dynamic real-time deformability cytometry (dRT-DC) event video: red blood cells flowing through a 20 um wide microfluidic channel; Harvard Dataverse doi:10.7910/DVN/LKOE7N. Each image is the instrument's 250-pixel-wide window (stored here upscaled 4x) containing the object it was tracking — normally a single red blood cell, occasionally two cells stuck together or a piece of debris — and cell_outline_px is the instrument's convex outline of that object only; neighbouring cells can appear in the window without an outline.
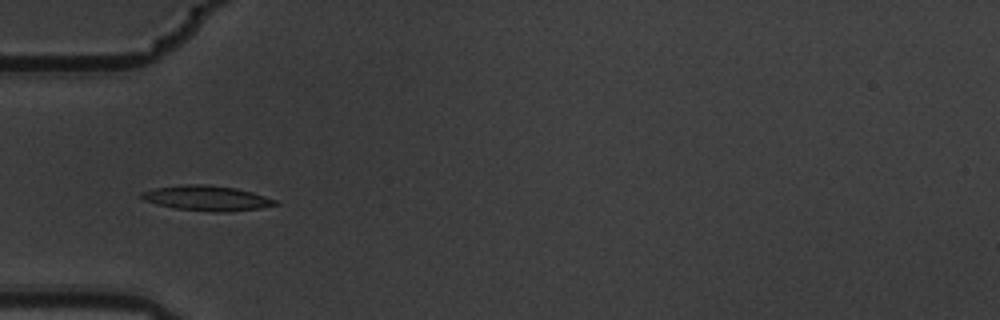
{"species": "common noctule bat (a hibernating species)", "species_latin": "Nyctalus noctula", "temperature_condition": "warm", "stored_images_in_passage": 10, "camera_frame_rate_fps": 3000, "um_per_image_px": 0.085, "animal": {"sex": "male", "body_mass_g": 19.5, "forearm_length_mm": 54.6}, "frame": {"image": 1, "passage_image": 4, "time_ms": 1.0, "image_size_px": [1000, 320], "cell_outline_px": [[280, 204], [260, 208], [228, 212], [212, 212], [172, 208], [156, 204], [144, 200], [140, 196], [140, 192], [156, 188], [184, 184], [204, 184], [236, 188], [252, 192], [276, 200]], "centroid_in_image_um": [17.57, 16.85], "position_along_channel_um": 67.4, "area_um2": 19.59}}
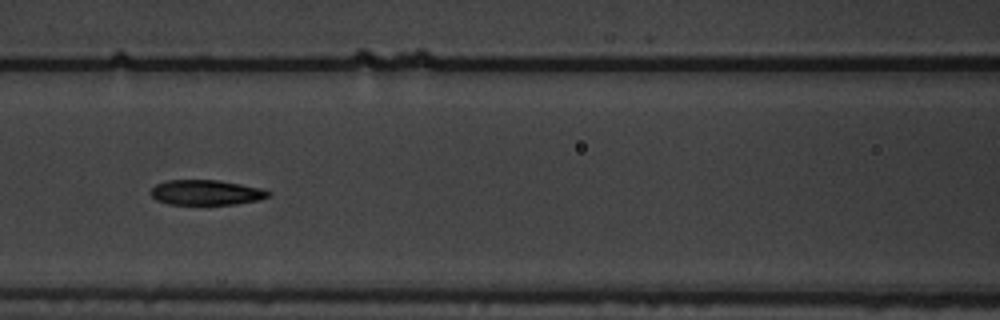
{"frame": {"image": 2, "passage_image": 6, "time_ms": 1.667, "image_size_px": [1000, 320], "cell_outline_px": [[272, 196], [260, 200], [236, 204], [168, 204], [156, 200], [148, 192], [156, 184], [168, 180], [220, 180], [260, 188], [272, 192]], "centroid_in_image_um": [17.54, 16.36], "position_along_channel_um": 149.1, "area_um2": 17.34}}
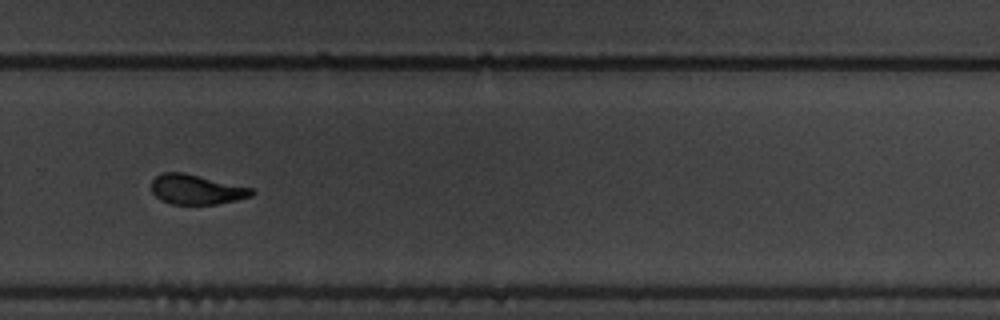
{"frame": {"image": 3, "passage_image": 10, "time_ms": 3.0, "image_size_px": [1000, 320], "cell_outline_px": [[256, 192], [252, 196], [236, 200], [216, 204], [172, 204], [160, 200], [152, 192], [152, 180], [156, 176], [164, 172], [184, 172], [252, 188]], "centroid_in_image_um": [16.69, 16.1], "position_along_channel_um": 313.1, "area_um2": 17.4}}